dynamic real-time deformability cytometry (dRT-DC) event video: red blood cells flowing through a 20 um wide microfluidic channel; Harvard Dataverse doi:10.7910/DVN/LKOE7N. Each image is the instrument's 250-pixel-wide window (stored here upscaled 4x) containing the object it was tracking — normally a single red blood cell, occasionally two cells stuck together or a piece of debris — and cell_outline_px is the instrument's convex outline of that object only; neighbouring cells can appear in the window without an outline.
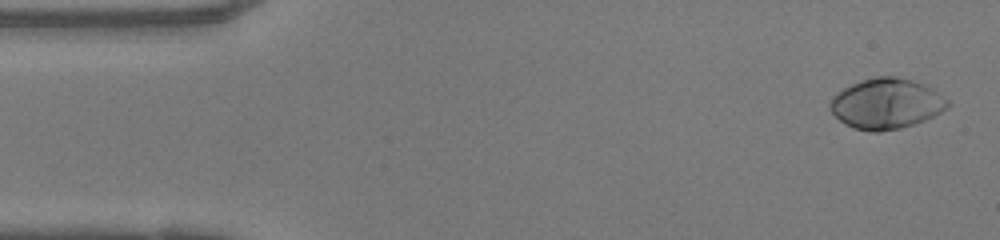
{"species": "human", "species_latin": "Homo sapiens", "temperature_condition": "warm", "stored_images_in_passage": 49, "camera_frame_rate_fps": 3000, "um_per_image_px": 0.085, "donor": {"sex": "female"}, "frame": {"image": 1, "passage_image": 2, "time_ms": 0.333, "image_size_px": [1000, 240], "cell_outline_px": [[952, 104], [948, 108], [924, 120], [900, 128], [880, 132], [868, 132], [852, 128], [840, 120], [828, 108], [828, 104], [832, 96], [844, 88], [860, 80], [876, 76], [896, 76], [912, 80], [924, 84], [932, 88], [948, 100]], "centroid_in_image_um": [75.32, 8.81], "position_along_channel_um": 9.7, "area_um2": 34.74}}
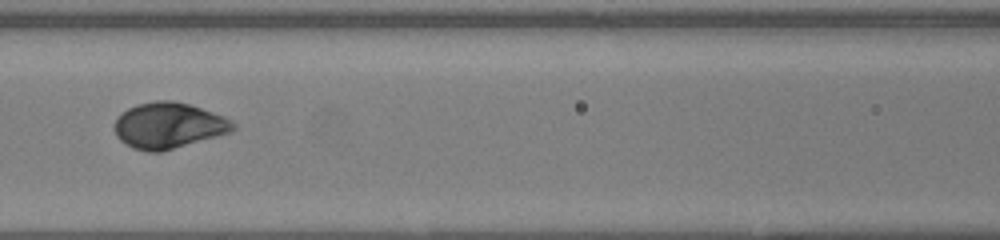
{"frame": {"image": 2, "passage_image": 21, "time_ms": 6.667, "image_size_px": [1000, 240], "cell_outline_px": [[236, 128], [232, 132], [160, 152], [148, 152], [132, 148], [124, 144], [116, 136], [112, 128], [112, 124], [116, 116], [128, 108], [136, 104], [156, 100], [172, 100], [188, 104], [224, 116], [232, 120], [236, 124]], "centroid_in_image_um": [14.28, 10.67], "position_along_channel_um": 152.3, "area_um2": 32.14}}
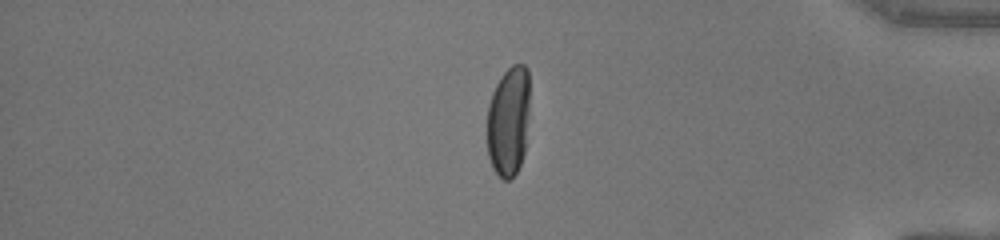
{"frame": {"image": 3, "passage_image": 41, "time_ms": 13.333, "image_size_px": [1000, 240], "cell_outline_px": [[528, 116], [524, 152], [520, 164], [516, 172], [508, 180], [504, 180], [492, 168], [488, 156], [488, 104], [492, 92], [500, 76], [512, 64], [524, 64], [528, 68]], "centroid_in_image_um": [43.21, 10.27], "position_along_channel_um": 392.0, "area_um2": 27.22}, "authors_computed_cell_mechanics": {"area_um2": 31.6166, "velocity_mm_per_s": 4.0769, "shape_relaxation_time_tau1_ms": 2.4452, "shape_relaxation_time_tau2_ms": null, "deformation_change_tau1": 0.1863, "deformation_change_tau2": null}}